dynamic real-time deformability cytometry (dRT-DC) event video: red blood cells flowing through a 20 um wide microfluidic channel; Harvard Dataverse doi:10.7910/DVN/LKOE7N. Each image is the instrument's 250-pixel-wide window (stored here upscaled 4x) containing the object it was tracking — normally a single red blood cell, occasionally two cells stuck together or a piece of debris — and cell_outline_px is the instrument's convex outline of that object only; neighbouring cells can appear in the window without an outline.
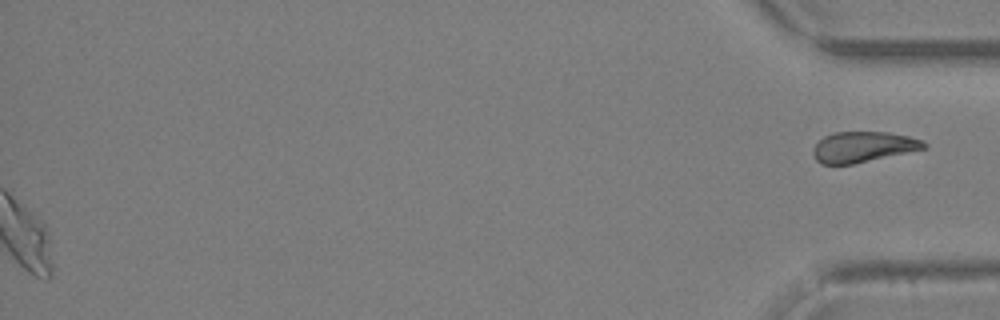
{"species": "Egyptian fruit bat (a non-hibernating species)", "species_latin": "Rousettus aegyptiacus", "temperature_condition": "warm", "stored_images_in_passage": 41, "segment_of_instrument_passage": [2, 2], "camera_frame_rate_fps": 3000, "um_per_image_px": 0.085, "animal": {"sex": "female"}, "frame": {"image": 1, "passage_image": 41, "time_ms": 13.333, "image_size_px": [1000, 320], "cell_outline_px": [[928, 148], [852, 164], [820, 164], [816, 160], [812, 152], [812, 148], [824, 136], [832, 132], [888, 132], [908, 136], [924, 140], [928, 144]], "centroid_in_image_um": [73.38, 12.48], "position_along_channel_um": 361.8, "area_um2": 19.88}}